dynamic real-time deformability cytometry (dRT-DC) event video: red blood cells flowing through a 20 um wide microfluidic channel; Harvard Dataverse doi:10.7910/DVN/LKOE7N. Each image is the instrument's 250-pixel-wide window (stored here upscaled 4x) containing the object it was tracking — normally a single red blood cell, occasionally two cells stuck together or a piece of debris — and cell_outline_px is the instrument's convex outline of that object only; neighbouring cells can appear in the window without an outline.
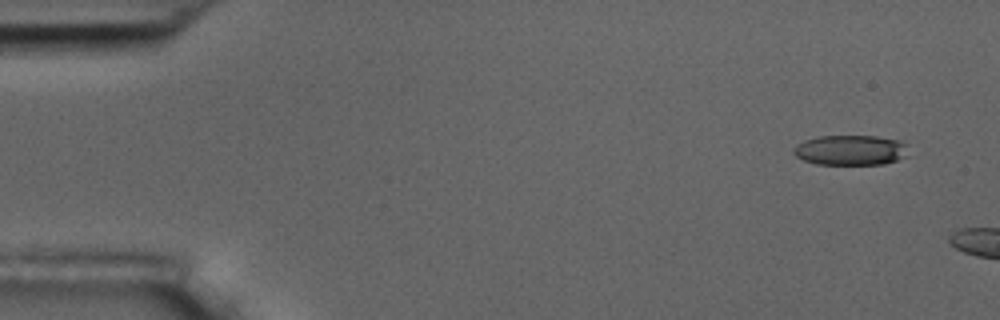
{"species": "common noctule bat (a hibernating species)", "species_latin": "Nyctalus noctula", "temperature_condition": "room temperature", "stored_images_in_passage": 10, "segment_of_instrument_passage": [1, 2], "camera_frame_rate_fps": 3000, "um_per_image_px": 0.085, "animal": {"sex": "male", "body_mass_g": 17.5, "forearm_length_mm": 52.3}, "frame": {"image": 1, "passage_image": 1, "time_ms": 0.0, "image_size_px": [1000, 320], "cell_outline_px": [[908, 156], [884, 164], [816, 164], [804, 160], [796, 156], [792, 152], [792, 148], [796, 144], [804, 140], [816, 136], [876, 136], [900, 140], [904, 144]], "centroid_in_image_um": [72.25, 12.75], "position_along_channel_um": 12.7, "area_um2": 20.23}}
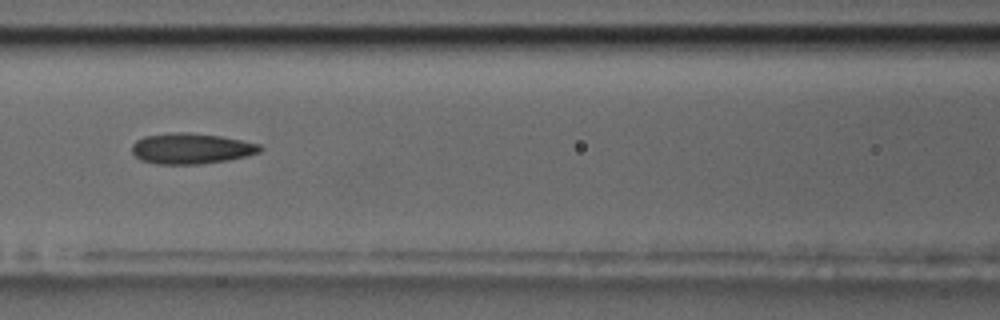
{"frame": {"image": 2, "passage_image": 7, "time_ms": 7.0, "image_size_px": [1000, 320], "cell_outline_px": [[264, 148], [260, 152], [248, 156], [228, 160], [200, 164], [156, 164], [140, 160], [132, 152], [132, 144], [136, 140], [144, 136], [172, 132], [188, 132], [220, 136], [260, 144]], "centroid_in_image_um": [16.25, 12.62], "position_along_channel_um": 150.3, "area_um2": 23.06}}
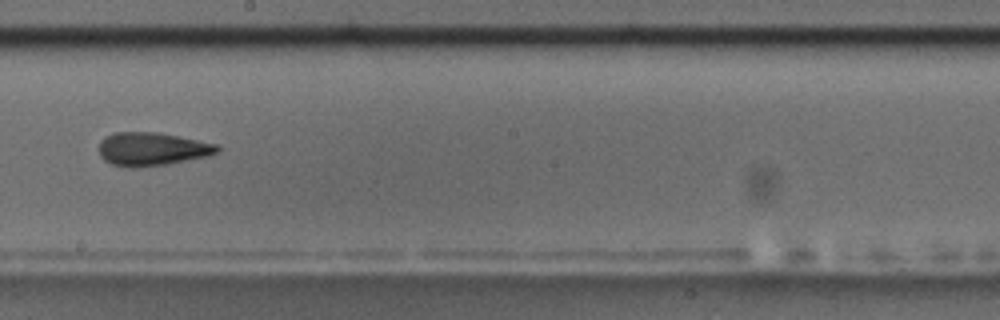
{"frame": {"image": 3, "passage_image": 9, "time_ms": 9.333, "image_size_px": [1000, 320], "cell_outline_px": [[220, 148], [216, 152], [204, 156], [168, 164], [136, 168], [128, 168], [112, 164], [104, 160], [100, 156], [100, 140], [104, 136], [112, 132], [160, 132], [216, 144]], "centroid_in_image_um": [12.85, 12.66], "position_along_channel_um": 235.4, "area_um2": 22.95}}